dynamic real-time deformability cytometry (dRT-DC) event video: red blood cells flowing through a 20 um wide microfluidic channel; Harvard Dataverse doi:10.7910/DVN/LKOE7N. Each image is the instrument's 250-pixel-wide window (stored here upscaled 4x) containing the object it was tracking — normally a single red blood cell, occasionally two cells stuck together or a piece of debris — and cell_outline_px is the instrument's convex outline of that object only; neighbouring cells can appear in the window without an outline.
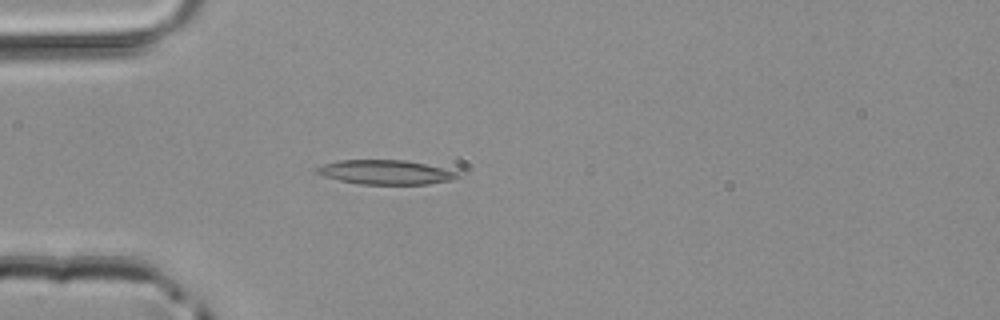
{"species": "common noctule bat (a hibernating species)", "species_latin": "Nyctalus noctula", "temperature_condition": "room temperature", "stored_images_in_passage": 4, "camera_frame_rate_fps": 3000, "um_per_image_px": 0.085, "animal": {"sex": "male", "body_mass_g": 20.4}, "frame": {"image": 1, "passage_image": 4, "time_ms": 1.0, "image_size_px": [1000, 320], "cell_outline_px": [[464, 176], [452, 180], [428, 184], [360, 184], [340, 180], [324, 176], [316, 172], [316, 168], [324, 164], [340, 160], [404, 160], [464, 172]], "centroid_in_image_um": [32.89, 14.64], "position_along_channel_um": 52.1, "area_um2": 20.06}}